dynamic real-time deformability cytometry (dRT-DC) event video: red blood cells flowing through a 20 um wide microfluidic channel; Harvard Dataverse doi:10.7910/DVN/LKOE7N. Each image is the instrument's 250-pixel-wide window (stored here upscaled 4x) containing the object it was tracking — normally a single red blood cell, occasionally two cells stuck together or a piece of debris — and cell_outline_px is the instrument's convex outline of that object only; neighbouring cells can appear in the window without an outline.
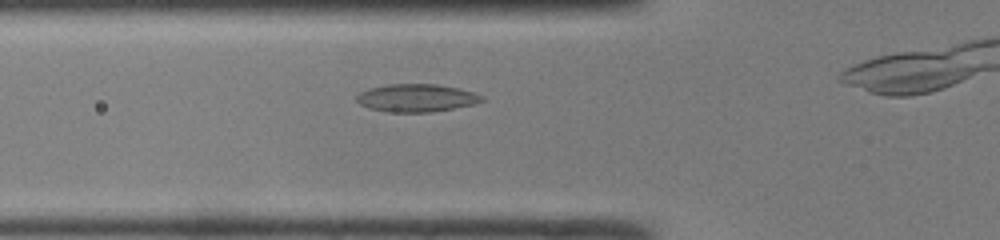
{"species": "common noctule bat (a hibernating species)", "species_latin": "Nyctalus noctula", "temperature_condition": "room temperature", "stored_images_in_passage": 29, "camera_frame_rate_fps": 3000, "um_per_image_px": 0.085, "animal": {"sex": "male", "body_mass_g": 19.0, "forearm_length_mm": 50.8}, "frame": {"image": 1, "passage_image": 7, "time_ms": 2.0, "image_size_px": [1000, 240], "cell_outline_px": [[484, 100], [476, 104], [432, 112], [388, 112], [368, 108], [360, 104], [356, 100], [356, 96], [360, 92], [368, 88], [388, 84], [436, 84], [476, 92], [484, 96]], "centroid_in_image_um": [35.41, 8.32], "position_along_channel_um": 90.4, "area_um2": 20.46}}
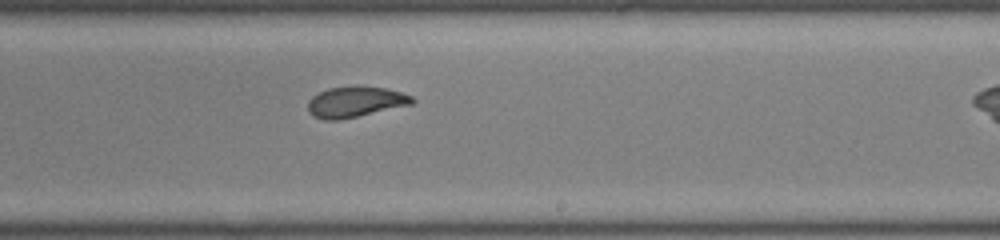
{"frame": {"image": 2, "passage_image": 19, "time_ms": 6.0, "image_size_px": [1000, 240], "cell_outline_px": [[416, 100], [412, 104], [356, 116], [336, 120], [324, 120], [312, 116], [308, 112], [308, 100], [312, 96], [328, 88], [352, 84], [384, 88], [400, 92], [412, 96]], "centroid_in_image_um": [30.16, 8.63], "position_along_channel_um": 258.8, "area_um2": 18.79}}
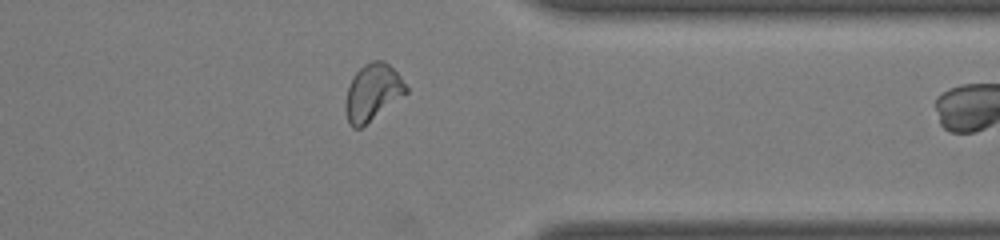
{"frame": {"image": 3, "passage_image": 28, "time_ms": 9.0, "image_size_px": [1000, 240], "cell_outline_px": [[408, 92], [360, 128], [352, 128], [348, 124], [344, 108], [344, 104], [348, 88], [352, 76], [364, 64], [372, 60], [384, 60], [400, 76], [408, 88]], "centroid_in_image_um": [31.64, 7.84], "position_along_channel_um": 379.8, "area_um2": 19.94}}